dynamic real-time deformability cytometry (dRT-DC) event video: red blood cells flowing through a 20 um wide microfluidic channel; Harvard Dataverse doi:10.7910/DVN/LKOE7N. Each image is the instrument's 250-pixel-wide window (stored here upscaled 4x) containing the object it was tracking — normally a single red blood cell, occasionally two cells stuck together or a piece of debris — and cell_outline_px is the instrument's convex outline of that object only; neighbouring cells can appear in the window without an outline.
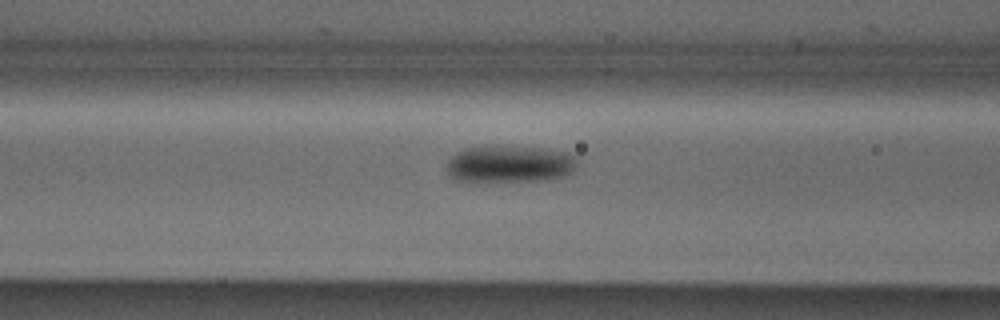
{"species": "Egyptian fruit bat (a non-hibernating species)", "species_latin": "Rousettus aegyptiacus", "temperature_condition": "cold", "stored_images_in_passage": 38, "camera_frame_rate_fps": 3000, "um_per_image_px": 0.085, "animal": {"sex": "male"}, "frame": {"image": 1, "passage_image": 14, "time_ms": 4.333, "image_size_px": [1000, 320], "cell_outline_px": [[576, 164], [572, 172], [560, 176], [536, 180], [452, 180], [448, 176], [448, 160], [456, 152], [464, 148], [496, 144], [500, 144], [540, 148], [568, 152], [576, 156]], "centroid_in_image_um": [43.28, 13.88], "position_along_channel_um": 123.3, "area_um2": 28.15}}
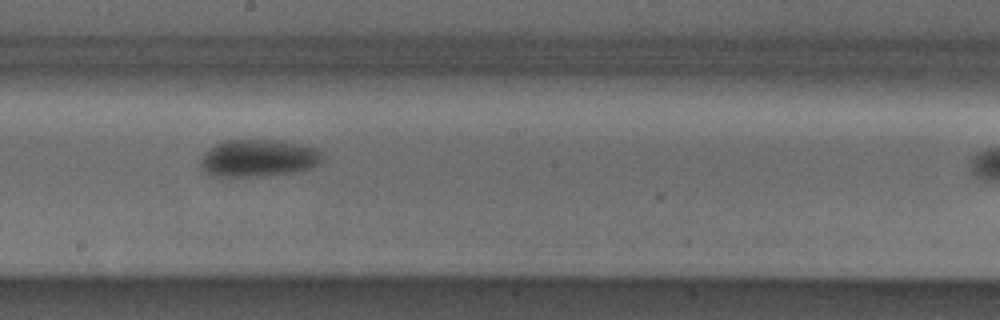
{"frame": {"image": 2, "passage_image": 22, "time_ms": 7.0, "image_size_px": [1000, 320], "cell_outline_px": [[324, 152], [320, 164], [312, 168], [292, 172], [264, 176], [228, 180], [220, 180], [208, 176], [200, 168], [200, 160], [204, 152], [208, 148], [224, 140], [252, 136], [284, 140], [316, 148]], "centroid_in_image_um": [21.87, 13.44], "position_along_channel_um": 226.3, "area_um2": 28.73}}
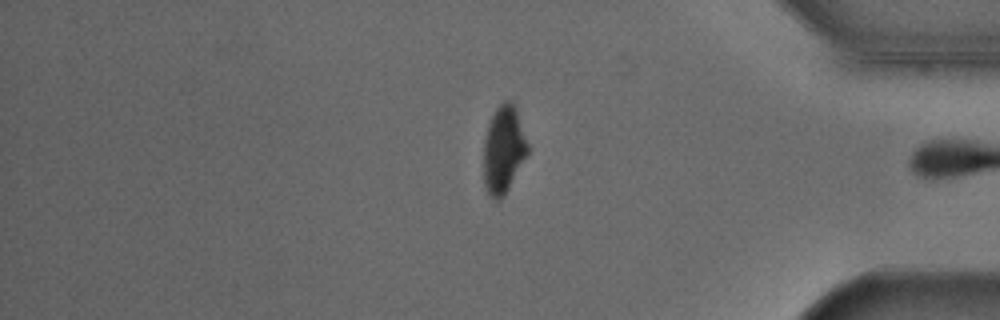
{"frame": {"image": 3, "passage_image": 37, "time_ms": 12.0, "image_size_px": [1000, 320], "cell_outline_px": [[528, 152], [504, 196], [500, 200], [496, 200], [488, 192], [484, 184], [484, 140], [488, 124], [496, 108], [504, 100], [512, 100], [528, 144]], "centroid_in_image_um": [42.79, 12.71], "position_along_channel_um": 392.4, "area_um2": 22.02}, "authors_computed_cell_mechanics": {"area_um2": 26.7903, "velocity_mm_per_s": 3.8659, "shape_relaxation_time_tau1_ms": 2.612, "shape_relaxation_time_tau2_ms": null, "deformation_change_tau1": 0.1064, "deformation_change_tau2": null}}